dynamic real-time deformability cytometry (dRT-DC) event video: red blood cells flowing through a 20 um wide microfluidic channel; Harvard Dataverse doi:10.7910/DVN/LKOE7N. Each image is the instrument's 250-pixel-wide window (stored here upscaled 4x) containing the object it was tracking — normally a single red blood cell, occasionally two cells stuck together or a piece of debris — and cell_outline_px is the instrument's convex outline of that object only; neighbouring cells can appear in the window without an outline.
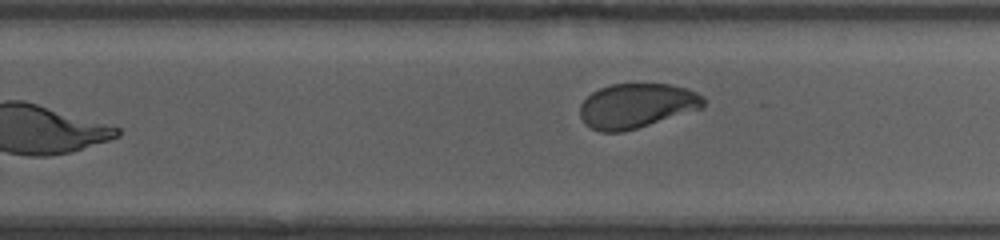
{"species": "human", "species_latin": "Homo sapiens", "temperature_condition": "room temperature", "stored_images_in_passage": 33, "segment_of_instrument_passage": [2, 2], "camera_frame_rate_fps": 3000, "um_per_image_px": 0.085, "donor": {"sex": "female"}, "frame": {"image": 1, "passage_image": 33, "time_ms": 10.667, "image_size_px": [1000, 240], "cell_outline_px": [[704, 104], [700, 108], [624, 132], [600, 132], [584, 124], [580, 116], [580, 104], [592, 92], [600, 88], [612, 84], [668, 84], [688, 88], [704, 96]], "centroid_in_image_um": [54.07, 8.98], "position_along_channel_um": 275.7, "area_um2": 31.91}}